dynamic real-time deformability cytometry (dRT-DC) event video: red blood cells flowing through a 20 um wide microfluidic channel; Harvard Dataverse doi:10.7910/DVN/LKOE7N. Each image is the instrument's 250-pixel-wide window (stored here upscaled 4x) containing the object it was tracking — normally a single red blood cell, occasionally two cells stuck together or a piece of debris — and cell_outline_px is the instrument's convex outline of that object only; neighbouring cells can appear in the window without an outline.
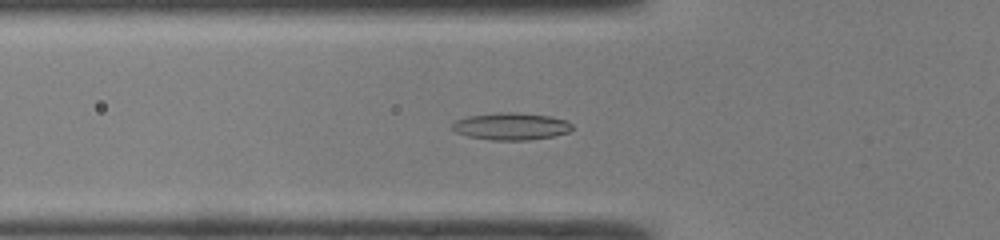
{"species": "common noctule bat (a hibernating species)", "species_latin": "Nyctalus noctula", "temperature_condition": "room temperature", "stored_images_in_passage": 48, "camera_frame_rate_fps": 3000, "um_per_image_px": 0.085, "animal": {"sex": "male", "body_mass_g": 19.0, "forearm_length_mm": 50.8}, "frame": {"image": 1, "passage_image": 17, "time_ms": 5.333, "image_size_px": [1000, 240], "cell_outline_px": [[572, 128], [568, 132], [552, 136], [528, 140], [492, 140], [468, 136], [456, 132], [452, 128], [452, 124], [456, 120], [468, 116], [496, 112], [512, 112], [548, 116], [564, 120], [572, 124]], "centroid_in_image_um": [43.41, 10.73], "position_along_channel_um": 82.4, "area_um2": 18.79}}
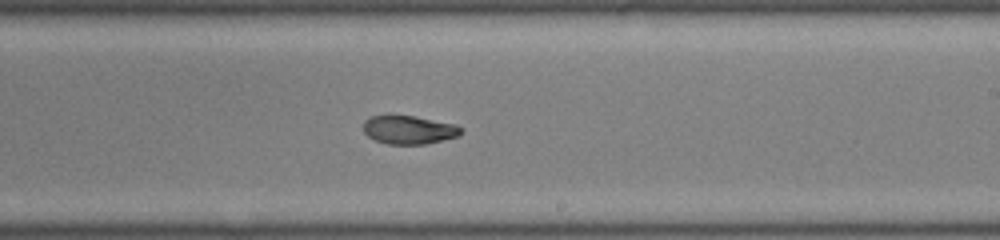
{"frame": {"image": 2, "passage_image": 29, "time_ms": 9.333, "image_size_px": [1000, 240], "cell_outline_px": [[460, 136], [424, 144], [388, 144], [376, 140], [368, 136], [364, 132], [364, 120], [372, 116], [388, 112], [416, 116], [456, 124], [460, 128]], "centroid_in_image_um": [34.71, 10.98], "position_along_channel_um": 254.3, "area_um2": 16.65}}
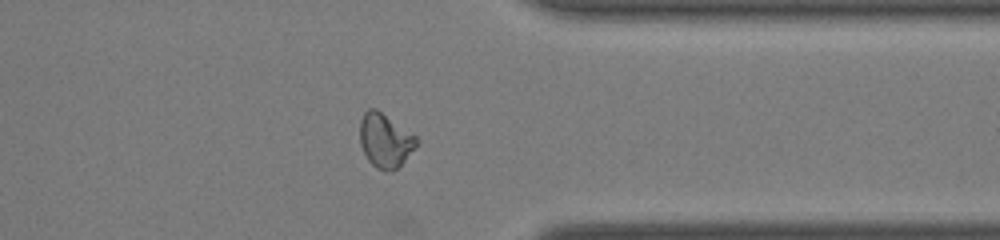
{"frame": {"image": 3, "passage_image": 38, "time_ms": 12.333, "image_size_px": [1000, 240], "cell_outline_px": [[420, 144], [392, 172], [384, 172], [376, 168], [368, 160], [360, 144], [360, 120], [364, 112], [368, 108], [376, 108], [416, 136]], "centroid_in_image_um": [32.74, 11.94], "position_along_channel_um": 378.7, "area_um2": 17.92}, "authors_computed_cell_mechanics": {"area_um2": 17.5134, "velocity_mm_per_s": 4.3046, "shape_relaxation_time_tau1_ms": null, "shape_relaxation_time_tau2_ms": 5.6978, "deformation_change_tau1": null, "deformation_change_tau2": 0.1046}}